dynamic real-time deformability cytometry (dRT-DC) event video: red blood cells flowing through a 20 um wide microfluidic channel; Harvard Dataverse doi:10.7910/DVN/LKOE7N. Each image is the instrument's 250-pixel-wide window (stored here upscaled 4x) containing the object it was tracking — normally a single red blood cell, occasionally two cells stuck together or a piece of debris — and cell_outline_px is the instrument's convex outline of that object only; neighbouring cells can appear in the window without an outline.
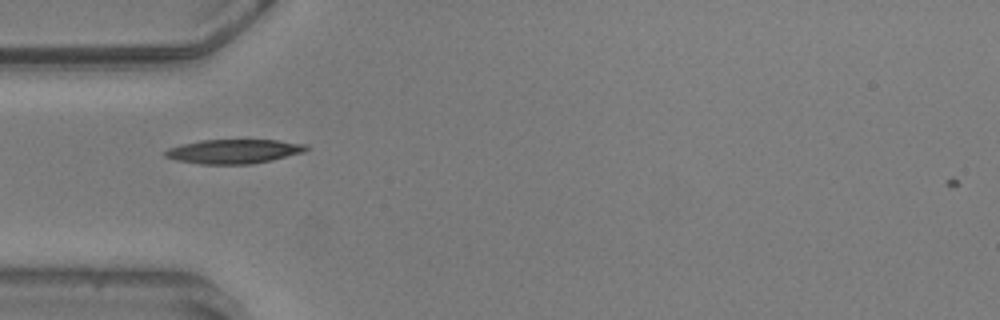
{"species": "common noctule bat (a hibernating species)", "species_latin": "Nyctalus noctula", "temperature_condition": "warm", "stored_images_in_passage": 40, "camera_frame_rate_fps": 3000, "um_per_image_px": 0.085, "animal": {"sex": "male", "body_mass_g": 20.5, "forearm_length_mm": 52.5}, "frame": {"image": 1, "passage_image": 1, "time_ms": 0.0, "image_size_px": [1000, 320], "cell_outline_px": [[312, 148], [304, 152], [272, 160], [252, 164], [200, 164], [176, 160], [164, 156], [164, 152], [168, 148], [180, 144], [200, 140], [276, 140], [308, 144]], "centroid_in_image_um": [19.9, 12.86], "position_along_channel_um": 65.1, "area_um2": 20.11}}
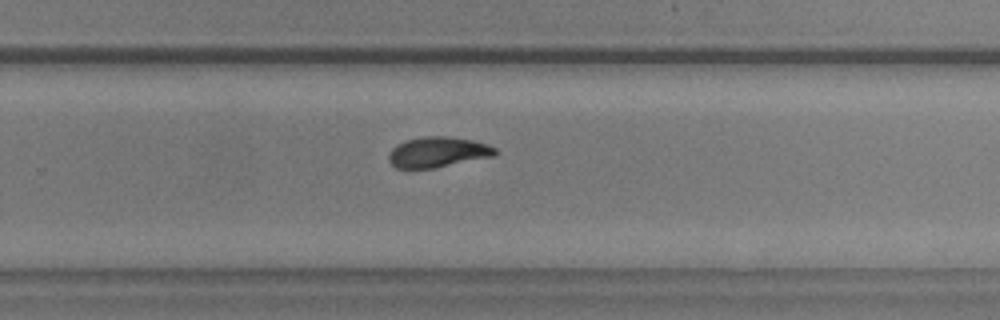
{"frame": {"image": 2, "passage_image": 20, "time_ms": 6.333, "image_size_px": [1000, 320], "cell_outline_px": [[500, 152], [496, 156], [432, 168], [396, 168], [388, 160], [388, 156], [392, 148], [396, 144], [420, 136], [448, 136], [472, 140], [488, 144], [496, 148]], "centroid_in_image_um": [37.25, 12.92], "position_along_channel_um": 292.6, "area_um2": 19.02}}
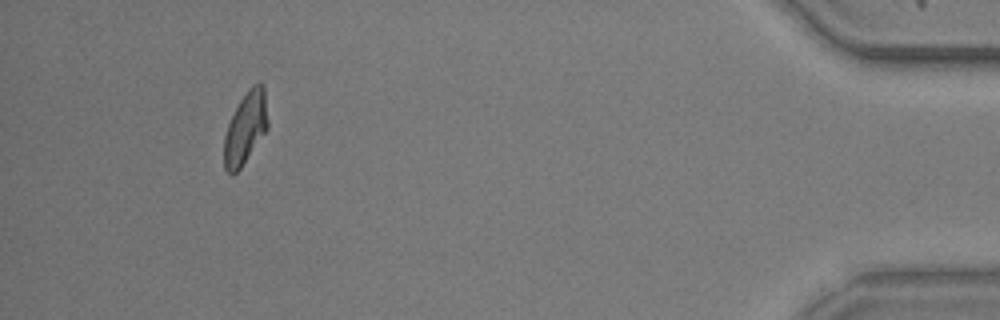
{"frame": {"image": 3, "passage_image": 36, "time_ms": 11.667, "image_size_px": [1000, 320], "cell_outline_px": [[268, 128], [240, 168], [232, 176], [224, 168], [224, 136], [228, 124], [240, 100], [248, 88], [252, 84], [260, 80], [264, 84], [268, 120]], "centroid_in_image_um": [20.88, 10.84], "position_along_channel_um": 414.3, "area_um2": 18.38}, "authors_computed_cell_mechanics": {"area_um2": 19.1029, "velocity_mm_per_s": 3.5833, "shape_relaxation_time_tau1_ms": 5.1058, "shape_relaxation_time_tau2_ms": 3.1465, "deformation_change_tau1": 0.1794, "deformation_change_tau2": 0.0684}}